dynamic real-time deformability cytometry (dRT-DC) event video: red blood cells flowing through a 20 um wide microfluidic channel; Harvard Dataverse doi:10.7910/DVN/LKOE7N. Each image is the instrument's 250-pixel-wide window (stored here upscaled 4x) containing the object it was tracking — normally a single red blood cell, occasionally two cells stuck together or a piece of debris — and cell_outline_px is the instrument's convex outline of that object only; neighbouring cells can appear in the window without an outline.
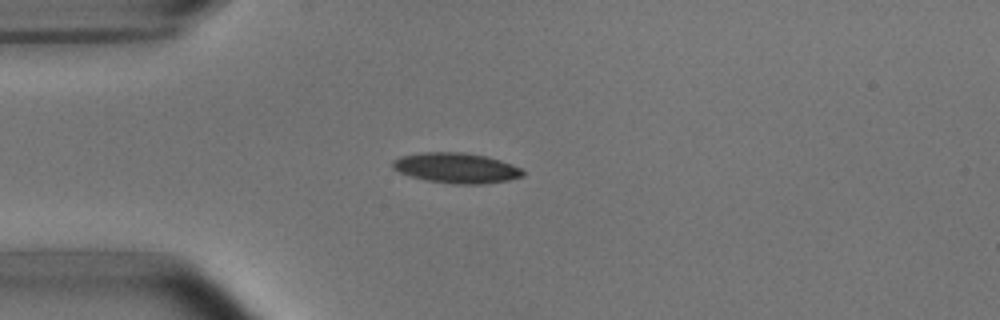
{"species": "common noctule bat (a hibernating species)", "species_latin": "Nyctalus noctula", "temperature_condition": "room temperature", "stored_images_in_passage": 2, "camera_frame_rate_fps": 3000, "um_per_image_px": 0.085, "animal": {"sex": "male", "body_mass_g": 15.6}, "frame": {"image": 1, "passage_image": 1, "time_ms": 0.0, "image_size_px": [1000, 320], "cell_outline_px": [[524, 176], [508, 180], [480, 184], [452, 184], [428, 180], [412, 176], [400, 172], [392, 168], [392, 160], [400, 156], [428, 152], [464, 152], [484, 156], [500, 160], [512, 164], [520, 168], [524, 172]], "centroid_in_image_um": [38.79, 14.27], "position_along_channel_um": 46.2, "area_um2": 22.77}}